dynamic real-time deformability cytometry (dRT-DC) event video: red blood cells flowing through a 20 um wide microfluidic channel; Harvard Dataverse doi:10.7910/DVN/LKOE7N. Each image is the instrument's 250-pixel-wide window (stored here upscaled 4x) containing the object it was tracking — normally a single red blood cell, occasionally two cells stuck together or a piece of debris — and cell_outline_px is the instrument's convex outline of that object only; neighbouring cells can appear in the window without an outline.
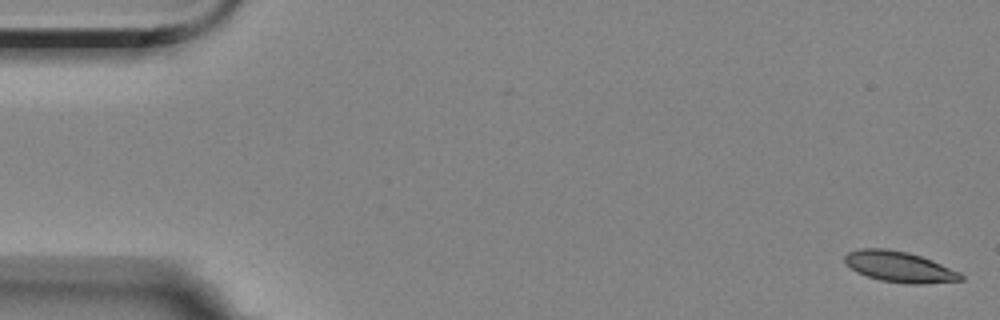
{"species": "Egyptian fruit bat (a non-hibernating species)", "species_latin": "Rousettus aegyptiacus", "temperature_condition": "room temperature", "stored_images_in_passage": 7, "camera_frame_rate_fps": 3000, "um_per_image_px": 0.085, "animal": {"sex": "female"}, "frame": {"image": 1, "passage_image": 1, "time_ms": 0.0, "image_size_px": [1000, 320], "cell_outline_px": [[964, 280], [924, 284], [908, 284], [880, 280], [856, 272], [844, 264], [844, 256], [848, 252], [860, 248], [888, 248], [908, 252], [932, 260], [960, 272], [964, 276]], "centroid_in_image_um": [76.44, 22.67], "position_along_channel_um": 8.6, "area_um2": 21.04}}